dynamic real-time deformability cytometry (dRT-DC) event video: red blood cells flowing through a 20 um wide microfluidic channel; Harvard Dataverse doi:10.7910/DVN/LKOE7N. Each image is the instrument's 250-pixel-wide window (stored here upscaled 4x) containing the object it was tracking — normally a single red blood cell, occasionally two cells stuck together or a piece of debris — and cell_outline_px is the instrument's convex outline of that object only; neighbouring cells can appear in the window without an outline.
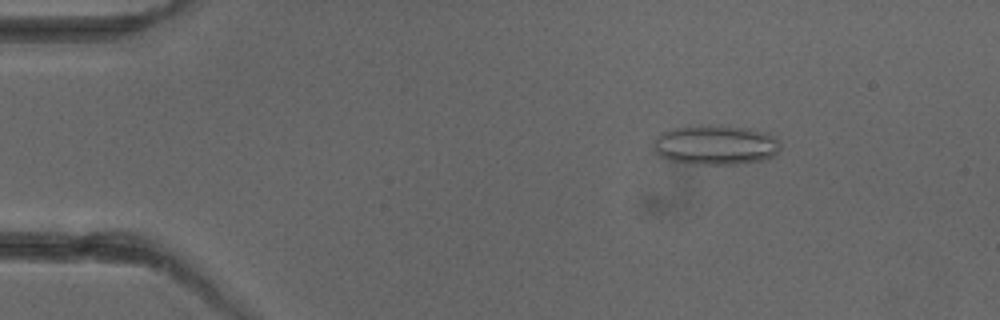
{"species": "common noctule bat (a hibernating species)", "species_latin": "Nyctalus noctula", "temperature_condition": "cold", "stored_images_in_passage": 4, "camera_frame_rate_fps": 3000, "um_per_image_px": 0.085, "animal": {"sex": "female"}, "frame": {"image": 1, "passage_image": 3, "time_ms": 2.333, "image_size_px": [1000, 320], "cell_outline_px": [[780, 148], [772, 156], [764, 160], [736, 164], [692, 164], [668, 160], [660, 156], [656, 152], [652, 144], [652, 140], [660, 132], [672, 128], [748, 128], [764, 132], [776, 136], [780, 144]], "centroid_in_image_um": [60.8, 12.37], "position_along_channel_um": 24.2, "area_um2": 28.67}}